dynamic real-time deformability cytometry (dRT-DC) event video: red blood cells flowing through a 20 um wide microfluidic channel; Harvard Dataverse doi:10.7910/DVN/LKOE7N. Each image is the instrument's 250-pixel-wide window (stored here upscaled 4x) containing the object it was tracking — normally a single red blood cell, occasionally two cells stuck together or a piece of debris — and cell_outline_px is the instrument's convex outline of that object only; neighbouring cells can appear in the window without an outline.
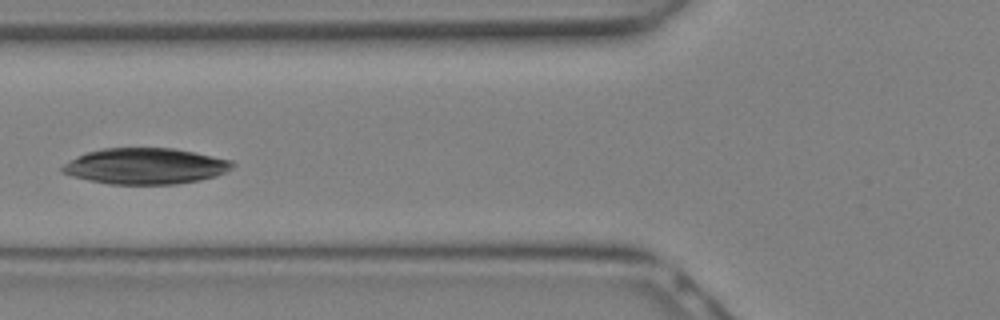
{"species": "Egyptian fruit bat (a non-hibernating species)", "species_latin": "Rousettus aegyptiacus", "temperature_condition": "warm", "stored_images_in_passage": 10, "camera_frame_rate_fps": 3000, "um_per_image_px": 0.085, "animal": {"sex": "female"}, "frame": {"image": 1, "passage_image": 9, "time_ms": 2.667, "image_size_px": [1000, 320], "cell_outline_px": [[236, 164], [232, 168], [216, 176], [200, 180], [176, 184], [108, 184], [88, 180], [72, 176], [60, 172], [60, 168], [64, 164], [76, 156], [88, 152], [104, 148], [176, 148], [232, 160]], "centroid_in_image_um": [12.36, 14.12], "position_along_channel_um": 113.4, "area_um2": 35.84}}